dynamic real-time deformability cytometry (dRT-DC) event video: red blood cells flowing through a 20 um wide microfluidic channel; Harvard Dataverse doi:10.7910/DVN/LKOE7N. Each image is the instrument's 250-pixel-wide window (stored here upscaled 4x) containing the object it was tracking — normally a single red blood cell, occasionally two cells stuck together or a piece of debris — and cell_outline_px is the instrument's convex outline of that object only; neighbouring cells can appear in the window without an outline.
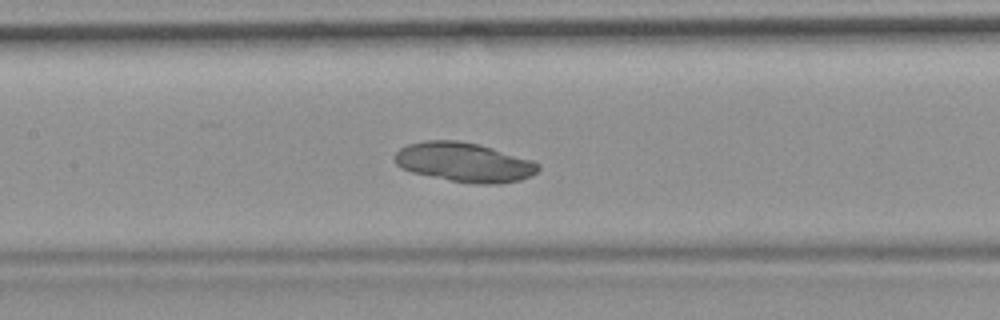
{"species": "common noctule bat (a hibernating species)", "species_latin": "Nyctalus noctula", "temperature_condition": "room temperature", "stored_images_in_passage": 44, "camera_frame_rate_fps": 3000, "um_per_image_px": 0.085, "animal": {"sex": "female", "body_mass_g": 19.9}, "frame": {"image": 1, "passage_image": 25, "time_ms": 8.0, "image_size_px": [1000, 320], "cell_outline_px": [[540, 168], [532, 176], [520, 180], [500, 184], [476, 184], [452, 180], [412, 172], [400, 168], [396, 164], [392, 156], [400, 148], [408, 144], [428, 140], [456, 140], [480, 144], [532, 160], [540, 164]], "centroid_in_image_um": [39.46, 13.79], "position_along_channel_um": 167.9, "area_um2": 33.0}}